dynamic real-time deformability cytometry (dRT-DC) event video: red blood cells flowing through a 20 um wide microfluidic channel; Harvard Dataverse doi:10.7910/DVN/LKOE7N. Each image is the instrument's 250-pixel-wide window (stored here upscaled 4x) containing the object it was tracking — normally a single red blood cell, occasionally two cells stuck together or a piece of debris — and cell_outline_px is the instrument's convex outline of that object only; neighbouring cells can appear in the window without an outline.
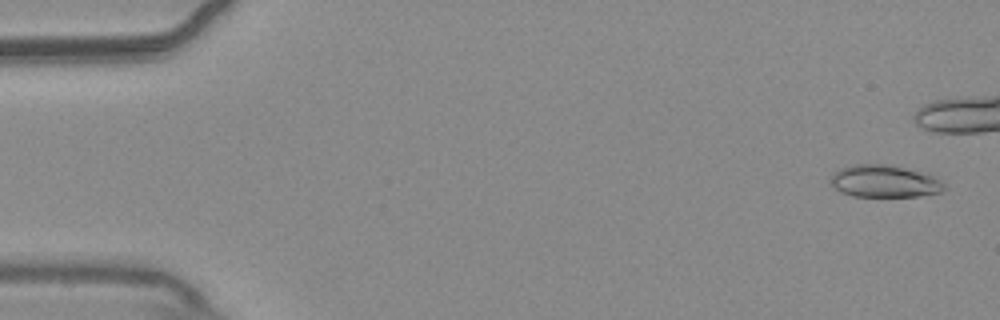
{"species": "common noctule bat (a hibernating species)", "species_latin": "Nyctalus noctula", "temperature_condition": "warm", "stored_images_in_passage": 43, "camera_frame_rate_fps": 3000, "um_per_image_px": 0.085, "animal": {"sex": "male", "body_mass_g": 20.4}, "frame": {"image": 1, "passage_image": 2, "time_ms": 0.333, "image_size_px": [1000, 320], "cell_outline_px": [[948, 188], [940, 192], [916, 196], [852, 196], [840, 192], [828, 180], [840, 168], [856, 164], [892, 164], [932, 176], [940, 180]], "centroid_in_image_um": [75.16, 15.4], "position_along_channel_um": 9.8, "area_um2": 21.21}}
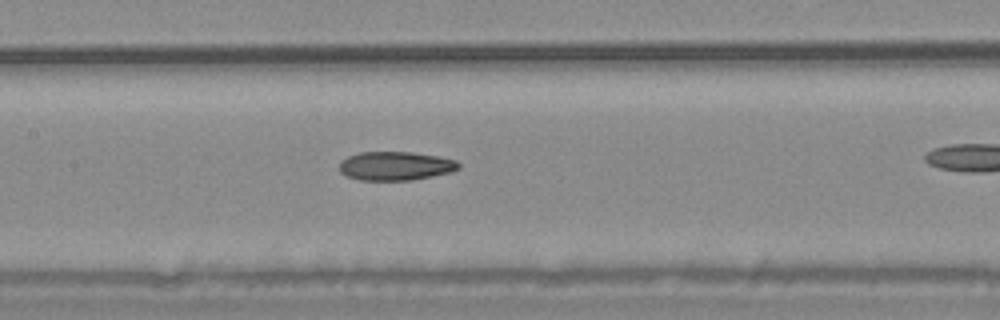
{"frame": {"image": 2, "passage_image": 26, "time_ms": 8.333, "image_size_px": [1000, 320], "cell_outline_px": [[460, 168], [452, 172], [412, 180], [360, 180], [344, 176], [340, 172], [340, 160], [348, 156], [360, 152], [412, 152], [436, 156], [456, 160], [460, 164]], "centroid_in_image_um": [33.6, 14.11], "position_along_channel_um": 173.8, "area_um2": 20.11}}
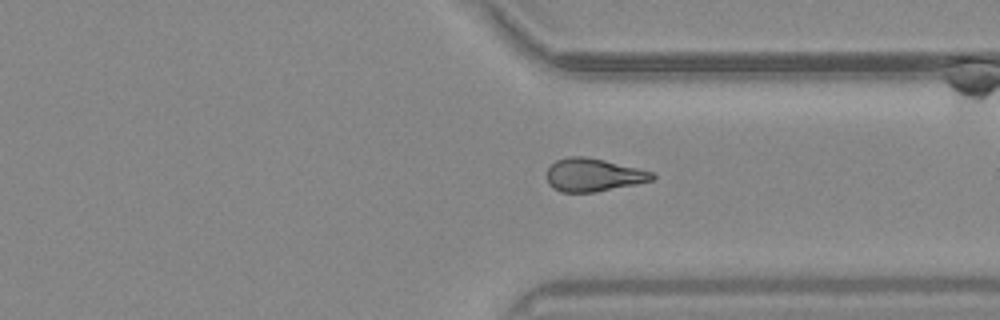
{"frame": {"image": 3, "passage_image": 41, "time_ms": 13.333, "image_size_px": [1000, 320], "cell_outline_px": [[656, 176], [652, 180], [636, 184], [596, 192], [560, 192], [552, 188], [548, 184], [548, 168], [556, 160], [568, 156], [584, 156], [604, 160], [652, 172]], "centroid_in_image_um": [50.41, 14.87], "position_along_channel_um": 361.0, "area_um2": 20.17}}